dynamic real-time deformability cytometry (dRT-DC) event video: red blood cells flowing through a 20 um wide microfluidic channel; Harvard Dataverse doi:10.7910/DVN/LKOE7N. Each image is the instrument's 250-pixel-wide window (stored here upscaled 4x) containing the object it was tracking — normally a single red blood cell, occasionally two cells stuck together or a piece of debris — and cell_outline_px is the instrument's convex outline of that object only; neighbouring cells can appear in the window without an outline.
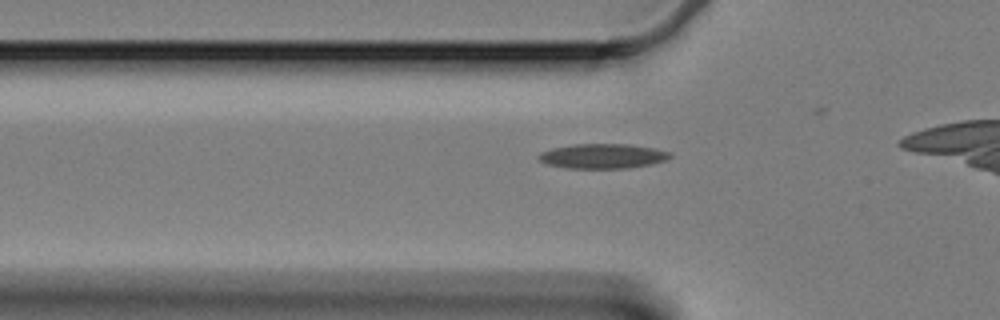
{"species": "Egyptian fruit bat (a non-hibernating species)", "species_latin": "Rousettus aegyptiacus", "temperature_condition": "cold", "stored_images_in_passage": 37, "camera_frame_rate_fps": 3000, "um_per_image_px": 0.085, "animal": {"sex": "female"}, "frame": {"image": 1, "passage_image": 9, "time_ms": 2.667, "image_size_px": [1000, 320], "cell_outline_px": [[672, 156], [664, 160], [648, 164], [628, 168], [568, 168], [548, 164], [540, 160], [536, 156], [540, 152], [552, 148], [572, 144], [628, 144], [652, 148], [672, 152]], "centroid_in_image_um": [51.19, 13.26], "position_along_channel_um": 74.6, "area_um2": 18.79}}
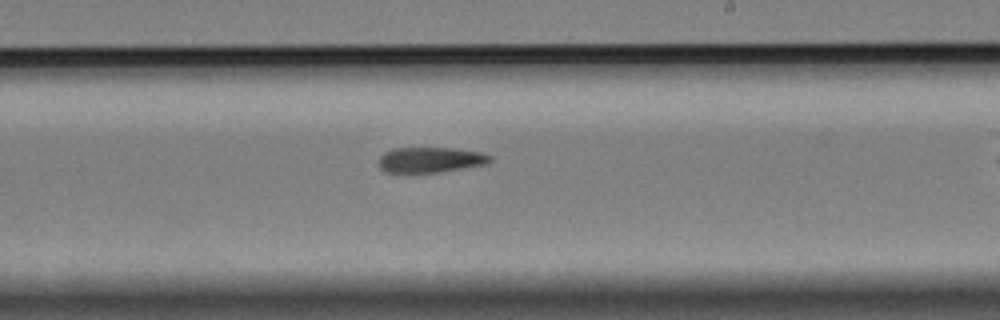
{"frame": {"image": 2, "passage_image": 25, "time_ms": 8.0, "image_size_px": [1000, 320], "cell_outline_px": [[492, 160], [484, 164], [436, 172], [384, 172], [380, 168], [380, 156], [384, 152], [392, 148], [452, 148], [484, 152], [492, 156]], "centroid_in_image_um": [36.58, 13.56], "position_along_channel_um": 252.4, "area_um2": 16.3}}
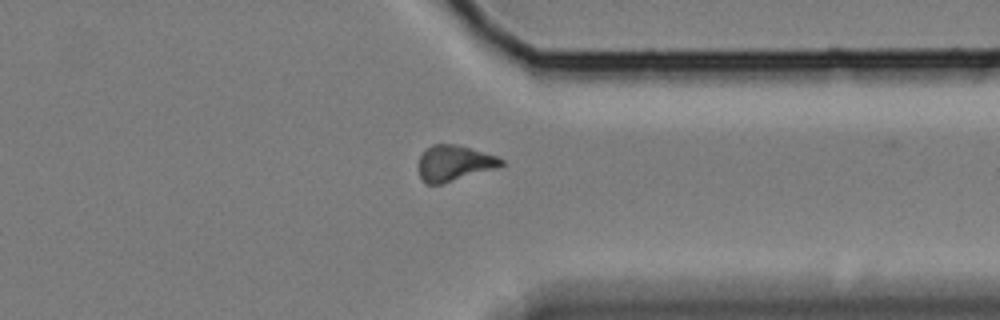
{"frame": {"image": 3, "passage_image": 36, "time_ms": 11.667, "image_size_px": [1000, 320], "cell_outline_px": [[504, 164], [496, 168], [440, 184], [428, 184], [420, 176], [420, 156], [432, 144], [456, 144], [496, 156], [504, 160]], "centroid_in_image_um": [38.62, 13.86], "position_along_channel_um": 372.8, "area_um2": 16.7}}